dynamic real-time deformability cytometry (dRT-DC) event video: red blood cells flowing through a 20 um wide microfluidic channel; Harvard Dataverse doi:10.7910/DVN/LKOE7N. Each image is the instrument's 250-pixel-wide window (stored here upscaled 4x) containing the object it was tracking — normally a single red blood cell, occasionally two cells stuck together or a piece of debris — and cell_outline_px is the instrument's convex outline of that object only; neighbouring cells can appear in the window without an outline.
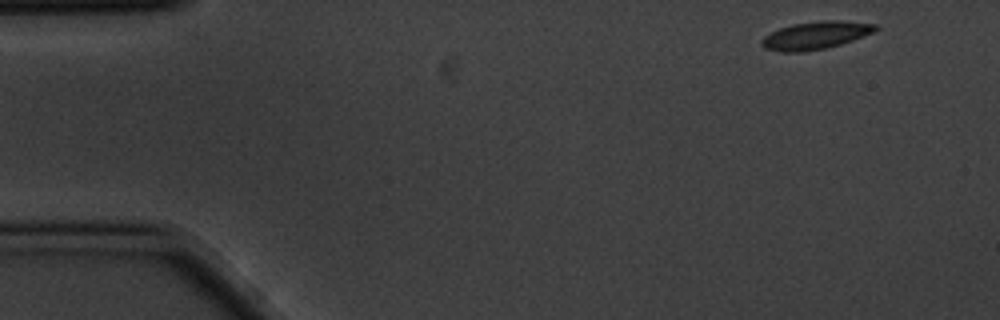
{"species": "common noctule bat (a hibernating species)", "species_latin": "Nyctalus noctula", "temperature_condition": "cold", "stored_images_in_passage": 5, "camera_frame_rate_fps": 3000, "um_per_image_px": 0.085, "animal": {"sex": "male", "body_mass_g": 20.1, "forearm_length_mm": 53.5}, "frame": {"image": 1, "passage_image": 1, "time_ms": 0.0, "image_size_px": [1000, 320], "cell_outline_px": [[880, 28], [872, 32], [852, 40], [840, 44], [824, 48], [800, 52], [780, 52], [764, 48], [760, 44], [760, 40], [764, 36], [780, 28], [792, 24], [824, 20], [844, 20], [880, 24]], "centroid_in_image_um": [69.33, 2.99], "position_along_channel_um": 15.7, "area_um2": 18.44}}